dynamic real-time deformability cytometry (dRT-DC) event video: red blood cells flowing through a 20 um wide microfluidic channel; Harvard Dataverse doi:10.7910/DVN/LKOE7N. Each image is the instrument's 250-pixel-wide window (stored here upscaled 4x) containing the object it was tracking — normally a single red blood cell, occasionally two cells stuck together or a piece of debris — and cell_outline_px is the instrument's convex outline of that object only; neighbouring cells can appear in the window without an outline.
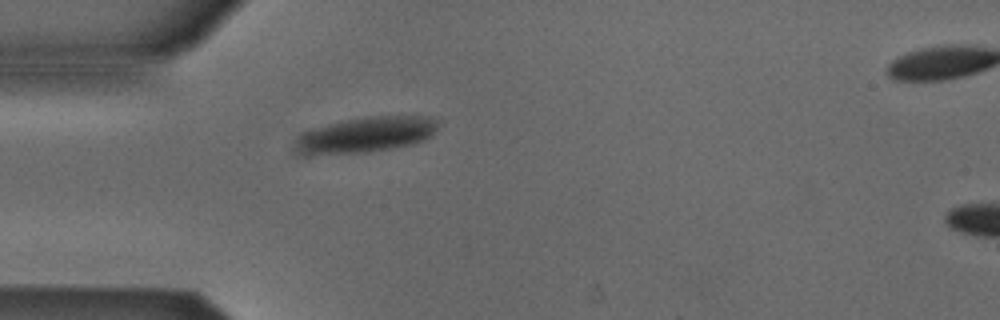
{"species": "Egyptian fruit bat (a non-hibernating species)", "species_latin": "Rousettus aegyptiacus", "temperature_condition": "cold", "stored_images_in_passage": 39, "camera_frame_rate_fps": 3000, "um_per_image_px": 0.085, "animal": {"sex": "male"}, "frame": {"image": 1, "passage_image": 1, "time_ms": 0.0, "image_size_px": [1000, 320], "cell_outline_px": [[440, 120], [436, 128], [424, 140], [412, 144], [392, 148], [368, 152], [304, 156], [296, 148], [296, 140], [304, 132], [312, 128], [344, 120], [368, 116], [432, 116]], "centroid_in_image_um": [31.08, 11.45], "position_along_channel_um": 53.9, "area_um2": 29.65}}
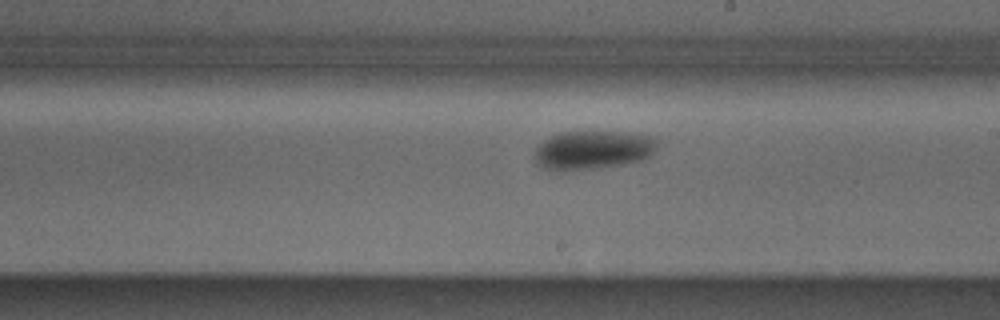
{"frame": {"image": 2, "passage_image": 16, "time_ms": 5.0, "image_size_px": [1000, 320], "cell_outline_px": [[656, 148], [652, 156], [644, 160], [624, 164], [600, 168], [560, 172], [544, 168], [536, 164], [532, 156], [536, 148], [548, 136], [560, 132], [628, 132], [652, 136], [656, 140]], "centroid_in_image_um": [50.36, 12.77], "position_along_channel_um": 238.6, "area_um2": 28.32}}
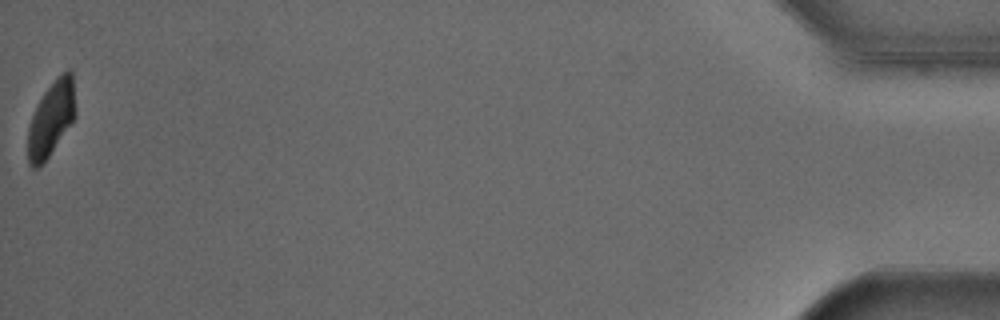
{"frame": {"image": 3, "passage_image": 39, "time_ms": 12.667, "image_size_px": [1000, 320], "cell_outline_px": [[76, 116], [44, 164], [36, 168], [32, 168], [28, 164], [28, 128], [32, 116], [44, 92], [68, 68], [72, 72], [76, 112]], "centroid_in_image_um": [4.36, 10.15], "position_along_channel_um": 430.8, "area_um2": 20.52}, "authors_computed_cell_mechanics": {"area_um2": 27.3394, "velocity_mm_per_s": 3.8448, "shape_relaxation_time_tau1_ms": 4.4944, "shape_relaxation_time_tau2_ms": null, "deformation_change_tau1": 0.1178, "deformation_change_tau2": null}}